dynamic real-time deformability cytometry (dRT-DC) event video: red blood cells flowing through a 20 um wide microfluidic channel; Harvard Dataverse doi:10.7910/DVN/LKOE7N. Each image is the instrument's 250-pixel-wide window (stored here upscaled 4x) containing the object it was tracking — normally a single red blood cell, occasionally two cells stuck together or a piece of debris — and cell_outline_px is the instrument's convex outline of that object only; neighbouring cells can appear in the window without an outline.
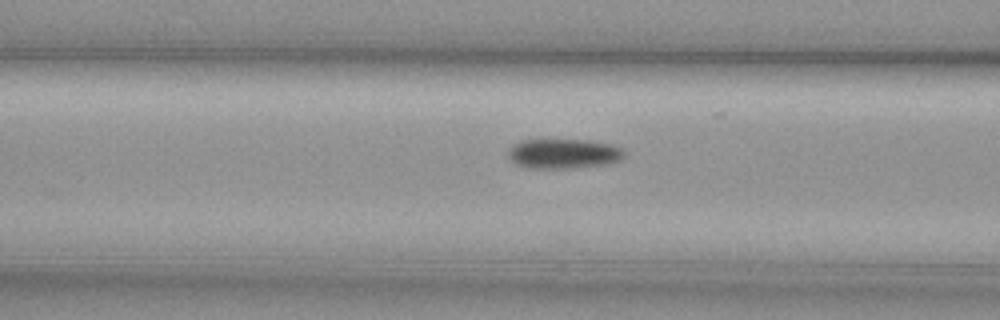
{"species": "common noctule bat (a hibernating species)", "species_latin": "Nyctalus noctula", "temperature_condition": "cold", "stored_images_in_passage": 8, "camera_frame_rate_fps": 3000, "um_per_image_px": 0.085, "animal": {"sex": "female", "body_mass_g": 29.2, "forearm_length_mm": 56.3}, "frame": {"image": 1, "passage_image": 6, "time_ms": 1.667, "image_size_px": [1000, 320], "cell_outline_px": [[624, 156], [620, 160], [608, 164], [568, 168], [528, 168], [516, 164], [508, 156], [508, 148], [512, 144], [520, 140], [588, 140], [612, 144], [624, 148]], "centroid_in_image_um": [47.9, 13.05], "position_along_channel_um": 118.7, "area_um2": 20.29}}